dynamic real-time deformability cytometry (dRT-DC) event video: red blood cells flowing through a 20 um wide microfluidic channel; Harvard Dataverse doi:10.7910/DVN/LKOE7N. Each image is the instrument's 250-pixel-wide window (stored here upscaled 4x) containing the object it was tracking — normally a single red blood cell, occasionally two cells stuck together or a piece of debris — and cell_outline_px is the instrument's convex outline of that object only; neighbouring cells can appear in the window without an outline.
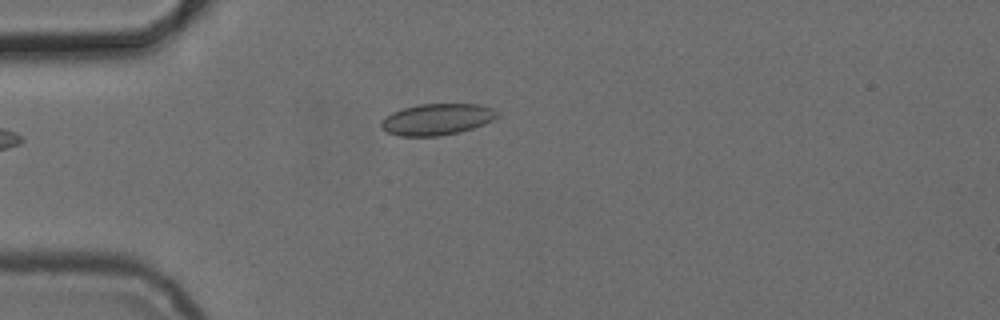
{"species": "common noctule bat (a hibernating species)", "species_latin": "Nyctalus noctula", "temperature_condition": "cold", "stored_images_in_passage": 5, "camera_frame_rate_fps": 3000, "um_per_image_px": 0.085, "animal": {"sex": "female", "body_mass_g": 24.6, "forearm_length_mm": 56.2}, "frame": {"image": 1, "passage_image": 4, "time_ms": 4.0, "image_size_px": [1000, 320], "cell_outline_px": [[500, 112], [492, 120], [472, 128], [460, 132], [440, 136], [400, 136], [388, 132], [380, 128], [380, 120], [384, 116], [392, 112], [404, 108], [420, 104], [480, 104], [492, 108]], "centroid_in_image_um": [37.1, 10.14], "position_along_channel_um": 47.9, "area_um2": 21.27}}